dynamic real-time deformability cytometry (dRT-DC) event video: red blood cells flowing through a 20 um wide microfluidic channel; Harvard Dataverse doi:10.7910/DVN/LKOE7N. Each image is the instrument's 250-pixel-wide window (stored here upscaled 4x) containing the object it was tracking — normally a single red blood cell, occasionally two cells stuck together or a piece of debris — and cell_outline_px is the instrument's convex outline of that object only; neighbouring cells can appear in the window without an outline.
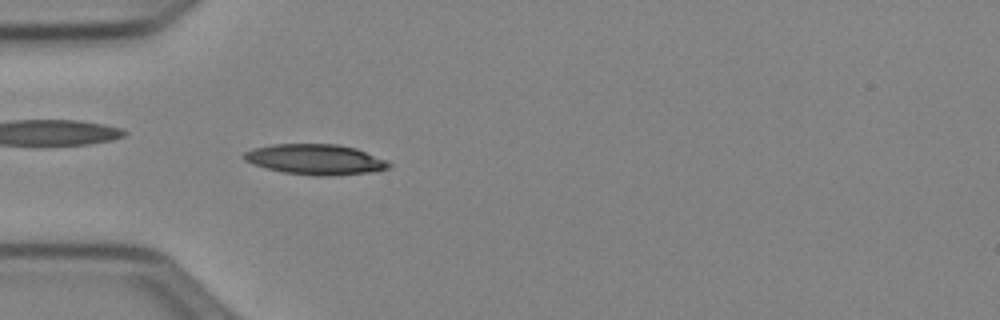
{"species": "Egyptian fruit bat (a non-hibernating species)", "species_latin": "Rousettus aegyptiacus", "temperature_condition": "cold", "stored_images_in_passage": 44, "camera_frame_rate_fps": 3000, "um_per_image_px": 0.085, "animal": {"sex": "female"}, "frame": {"image": 1, "passage_image": 15, "time_ms": 4.667, "image_size_px": [1000, 320], "cell_outline_px": [[392, 164], [388, 168], [372, 172], [328, 176], [316, 176], [284, 172], [252, 164], [244, 160], [240, 156], [244, 152], [252, 148], [272, 144], [340, 144], [356, 148], [384, 160]], "centroid_in_image_um": [26.76, 13.54], "position_along_channel_um": 58.2, "area_um2": 25.66}}
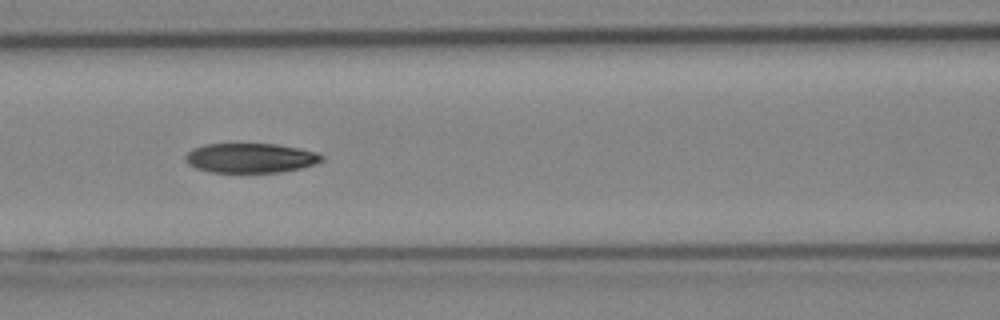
{"frame": {"image": 2, "passage_image": 22, "time_ms": 7.0, "image_size_px": [1000, 320], "cell_outline_px": [[324, 160], [316, 164], [300, 168], [280, 172], [212, 172], [196, 168], [188, 164], [184, 160], [184, 156], [192, 148], [204, 144], [276, 144], [300, 148], [316, 152], [324, 156]], "centroid_in_image_um": [21.29, 13.42], "position_along_channel_um": 145.3, "area_um2": 23.64}}
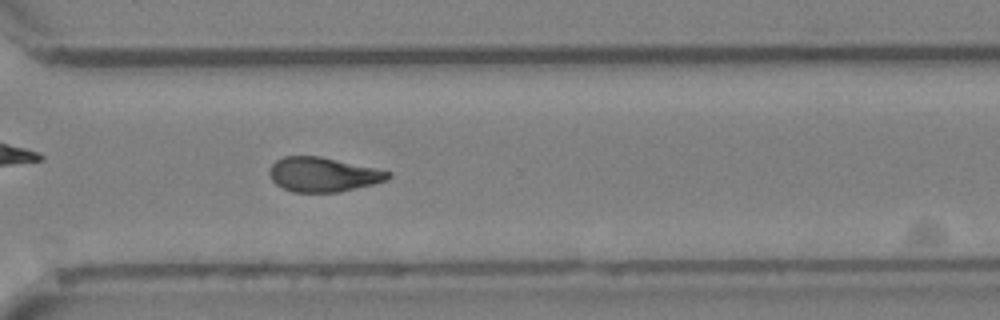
{"frame": {"image": 3, "passage_image": 37, "time_ms": 12.0, "image_size_px": [1000, 320], "cell_outline_px": [[392, 176], [384, 180], [372, 184], [336, 192], [292, 192], [276, 184], [272, 180], [268, 172], [268, 168], [276, 160], [284, 156], [320, 156], [376, 168], [392, 172]], "centroid_in_image_um": [27.42, 14.82], "position_along_channel_um": 343.2, "area_um2": 23.7}, "authors_computed_cell_mechanics": {"area_um2": 24.1315, "velocity_mm_per_s": 3.9526, "shape_relaxation_time_tau1_ms": 5.8857, "shape_relaxation_time_tau2_ms": null, "deformation_change_tau1": 0.1497, "deformation_change_tau2": null}}